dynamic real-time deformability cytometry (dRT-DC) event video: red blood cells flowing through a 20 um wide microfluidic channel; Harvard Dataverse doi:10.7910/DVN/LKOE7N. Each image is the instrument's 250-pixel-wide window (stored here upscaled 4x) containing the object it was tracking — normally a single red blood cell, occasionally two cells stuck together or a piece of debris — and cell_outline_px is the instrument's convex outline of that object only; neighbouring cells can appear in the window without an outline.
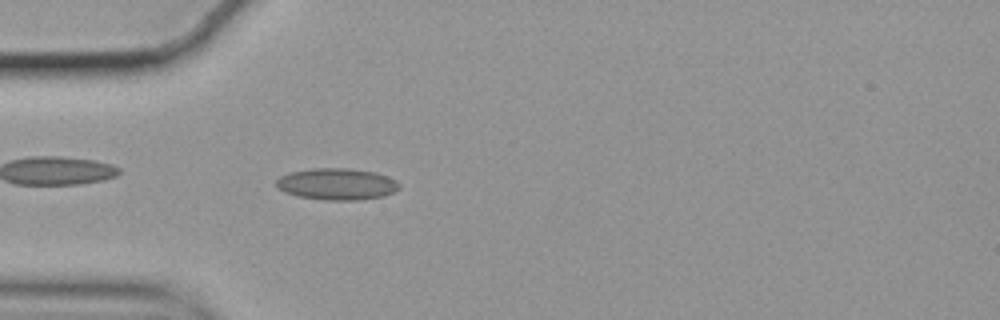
{"species": "common noctule bat (a hibernating species)", "species_latin": "Nyctalus noctula", "temperature_condition": "cold", "stored_images_in_passage": 49, "camera_frame_rate_fps": 3000, "um_per_image_px": 0.085, "animal": {"sex": "female", "body_mass_g": 19.9}, "frame": {"image": 1, "passage_image": 9, "time_ms": 2.667, "image_size_px": [1000, 320], "cell_outline_px": [[400, 188], [384, 196], [356, 200], [320, 200], [296, 196], [284, 192], [276, 188], [276, 180], [280, 176], [288, 172], [312, 168], [348, 168], [376, 172], [388, 176], [396, 180], [400, 184]], "centroid_in_image_um": [28.6, 15.64], "position_along_channel_um": 56.4, "area_um2": 23.0}}
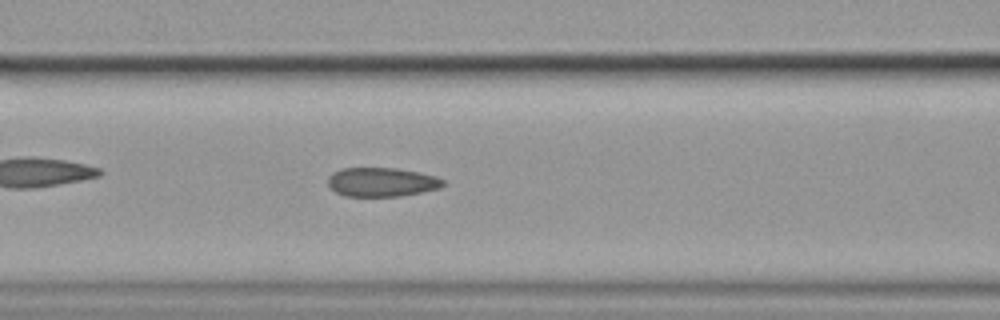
{"frame": {"image": 2, "passage_image": 16, "time_ms": 5.0, "image_size_px": [1000, 320], "cell_outline_px": [[444, 184], [440, 188], [400, 196], [344, 196], [328, 188], [328, 176], [332, 172], [340, 168], [396, 168], [420, 172], [436, 176], [444, 180]], "centroid_in_image_um": [32.41, 15.47], "position_along_channel_um": 134.2, "area_um2": 19.65}}
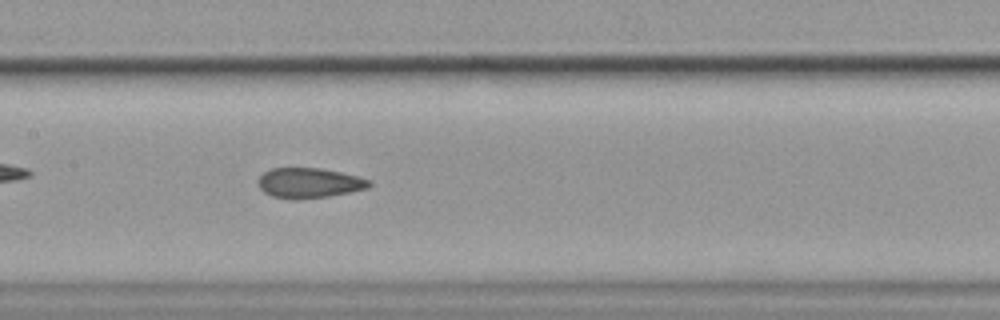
{"frame": {"image": 3, "passage_image": 20, "time_ms": 6.333, "image_size_px": [1000, 320], "cell_outline_px": [[372, 184], [368, 188], [352, 192], [328, 196], [292, 200], [272, 196], [264, 192], [260, 188], [256, 180], [264, 172], [272, 168], [320, 168], [340, 172], [372, 180]], "centroid_in_image_um": [26.27, 15.55], "position_along_channel_um": 181.1, "area_um2": 19.59}, "authors_computed_cell_mechanics": {"area_um2": 19.941, "velocity_mm_per_s": 3.5236, "shape_relaxation_time_tau1_ms": null, "shape_relaxation_time_tau2_ms": 2.4802, "deformation_change_tau1": null, "deformation_change_tau2": 0.0906}}